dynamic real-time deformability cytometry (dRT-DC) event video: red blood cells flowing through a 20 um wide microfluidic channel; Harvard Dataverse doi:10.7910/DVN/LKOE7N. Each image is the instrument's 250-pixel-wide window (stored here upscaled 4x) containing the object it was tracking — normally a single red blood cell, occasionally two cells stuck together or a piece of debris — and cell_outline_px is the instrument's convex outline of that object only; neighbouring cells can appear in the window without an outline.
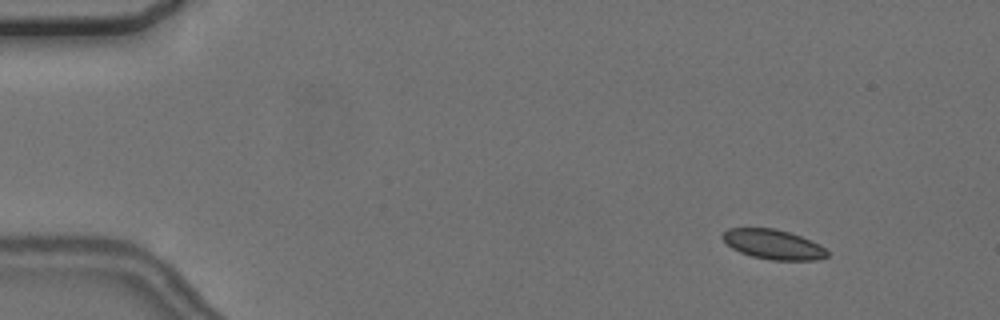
{"species": "common noctule bat (a hibernating species)", "species_latin": "Nyctalus noctula", "temperature_condition": "cold", "stored_images_in_passage": 4, "camera_frame_rate_fps": 3000, "um_per_image_px": 0.085, "animal": {"sex": "female", "body_mass_g": 24.6, "forearm_length_mm": 56.2}, "frame": {"image": 1, "passage_image": 1, "time_ms": 0.0, "image_size_px": [1000, 320], "cell_outline_px": [[828, 256], [816, 260], [772, 260], [752, 256], [740, 252], [732, 248], [720, 236], [728, 228], [776, 228], [812, 240], [820, 244], [828, 252]], "centroid_in_image_um": [65.73, 20.77], "position_along_channel_um": 19.3, "area_um2": 18.09}}